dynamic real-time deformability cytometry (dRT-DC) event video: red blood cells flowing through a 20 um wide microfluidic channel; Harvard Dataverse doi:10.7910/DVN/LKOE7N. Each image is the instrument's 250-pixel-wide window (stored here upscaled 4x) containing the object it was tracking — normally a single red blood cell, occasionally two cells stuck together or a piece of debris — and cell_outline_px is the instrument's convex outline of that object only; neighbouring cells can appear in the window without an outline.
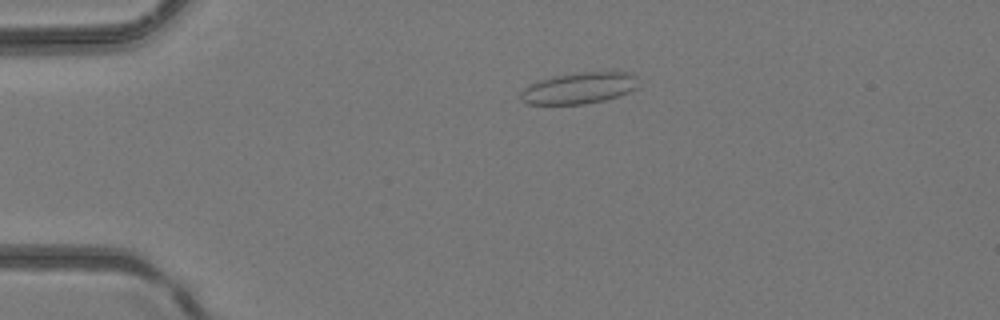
{"species": "common noctule bat (a hibernating species)", "species_latin": "Nyctalus noctula", "temperature_condition": "room temperature", "stored_images_in_passage": 43, "camera_frame_rate_fps": 3000, "um_per_image_px": 0.085, "animal": {"sex": "female", "body_mass_g": 24.6, "forearm_length_mm": 56.2}, "frame": {"image": 1, "passage_image": 5, "time_ms": 1.333, "image_size_px": [1000, 320], "cell_outline_px": [[636, 88], [628, 92], [604, 100], [584, 104], [528, 104], [520, 100], [520, 92], [528, 84], [552, 76], [580, 72], [628, 72], [636, 76]], "centroid_in_image_um": [49.16, 7.49], "position_along_channel_um": 35.8, "area_um2": 21.39}}
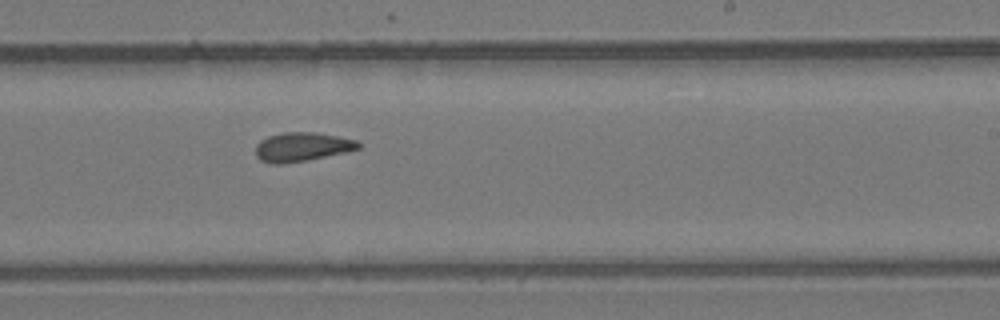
{"frame": {"image": 2, "passage_image": 24, "time_ms": 7.667, "image_size_px": [1000, 320], "cell_outline_px": [[360, 148], [348, 152], [308, 160], [280, 164], [272, 164], [260, 160], [256, 156], [256, 144], [260, 140], [268, 136], [284, 132], [316, 132], [356, 140], [360, 144]], "centroid_in_image_um": [25.66, 12.49], "position_along_channel_um": 263.3, "area_um2": 17.46}}
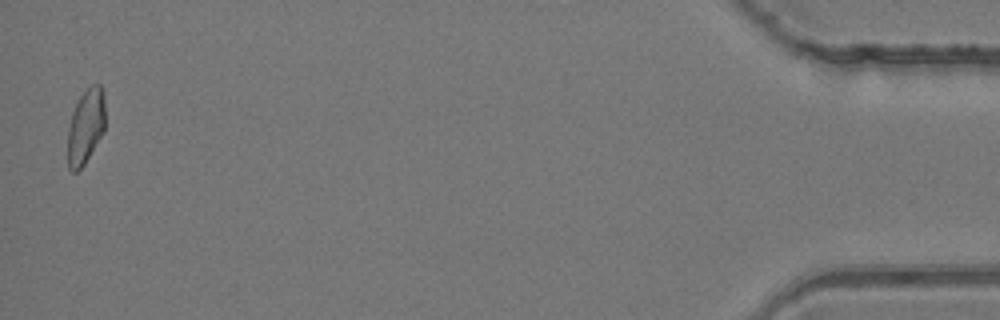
{"frame": {"image": 3, "passage_image": 42, "time_ms": 13.667, "image_size_px": [1000, 320], "cell_outline_px": [[104, 132], [84, 164], [76, 172], [72, 172], [68, 168], [68, 128], [72, 112], [80, 96], [92, 84], [100, 84], [104, 92]], "centroid_in_image_um": [7.28, 10.75], "position_along_channel_um": 427.9, "area_um2": 16.3}}